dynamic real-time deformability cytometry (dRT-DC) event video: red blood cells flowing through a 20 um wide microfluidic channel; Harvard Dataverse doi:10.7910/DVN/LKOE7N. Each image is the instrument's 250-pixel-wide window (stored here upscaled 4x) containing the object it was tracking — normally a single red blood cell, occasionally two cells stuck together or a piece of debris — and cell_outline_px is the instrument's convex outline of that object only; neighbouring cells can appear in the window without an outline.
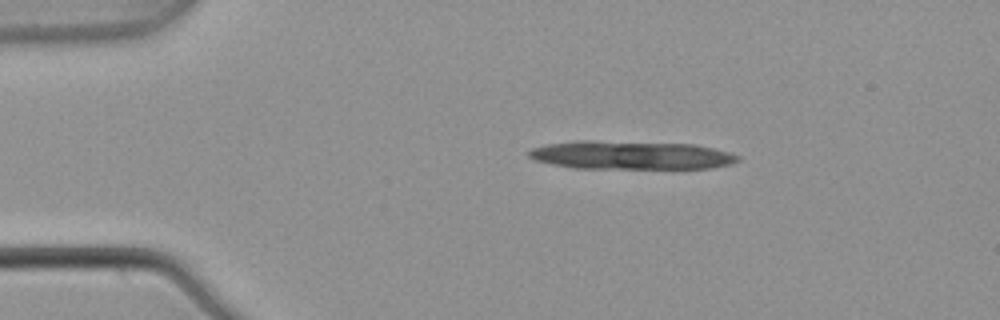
{"species": "common noctule bat (a hibernating species)", "species_latin": "Nyctalus noctula", "temperature_condition": "warm", "stored_images_in_passage": 3, "camera_frame_rate_fps": 3000, "um_per_image_px": 0.085, "animal": {"sex": "male", "body_mass_g": 21.5, "forearm_length_mm": 52.0}, "frame": {"image": 1, "passage_image": 1, "time_ms": 0.0, "image_size_px": [1000, 320], "cell_outline_px": [[740, 160], [728, 164], [712, 168], [572, 168], [552, 164], [536, 160], [528, 156], [528, 152], [532, 148], [548, 144], [576, 140], [588, 140], [692, 144], [712, 148], [728, 152], [740, 156]], "centroid_in_image_um": [53.6, 13.18], "position_along_channel_um": 31.4, "area_um2": 34.45}}